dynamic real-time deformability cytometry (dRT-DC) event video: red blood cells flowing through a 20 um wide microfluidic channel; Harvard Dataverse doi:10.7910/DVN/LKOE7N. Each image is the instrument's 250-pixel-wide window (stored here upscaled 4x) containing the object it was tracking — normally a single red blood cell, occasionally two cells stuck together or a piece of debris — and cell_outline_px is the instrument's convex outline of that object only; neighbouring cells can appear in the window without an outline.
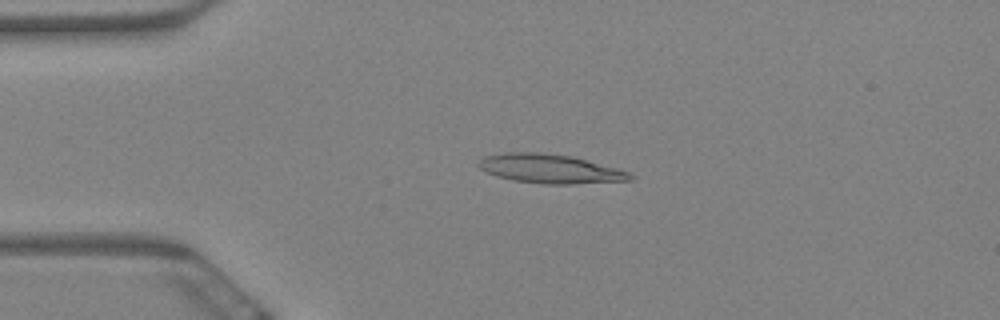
{"species": "Egyptian fruit bat (a non-hibernating species)", "species_latin": "Rousettus aegyptiacus", "temperature_condition": "warm", "stored_images_in_passage": 5, "camera_frame_rate_fps": 3000, "um_per_image_px": 0.085, "animal": {"sex": "female"}, "frame": {"image": 1, "passage_image": 4, "time_ms": 1.0, "image_size_px": [1000, 320], "cell_outline_px": [[632, 180], [572, 184], [544, 184], [512, 180], [496, 176], [480, 168], [476, 164], [484, 156], [508, 152], [540, 152], [572, 156], [616, 168], [628, 172], [632, 176]], "centroid_in_image_um": [46.72, 14.34], "position_along_channel_um": 38.3, "area_um2": 25.49}}